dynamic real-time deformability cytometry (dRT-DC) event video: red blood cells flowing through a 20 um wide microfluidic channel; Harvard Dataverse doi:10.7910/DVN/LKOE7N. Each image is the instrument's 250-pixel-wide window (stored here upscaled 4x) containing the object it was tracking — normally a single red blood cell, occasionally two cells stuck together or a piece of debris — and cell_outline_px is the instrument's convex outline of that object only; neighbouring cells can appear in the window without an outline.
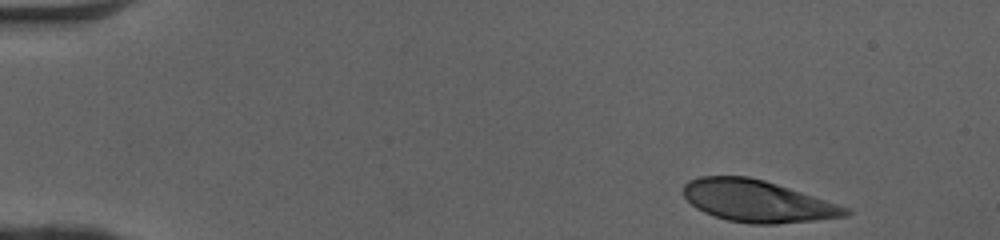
{"species": "human", "species_latin": "Homo sapiens", "temperature_condition": "cold", "stored_images_in_passage": 40, "camera_frame_rate_fps": 3000, "um_per_image_px": 0.085, "donor": {"sex": "female"}, "frame": {"image": 1, "passage_image": 1, "time_ms": 0.0, "image_size_px": [1000, 240], "cell_outline_px": [[852, 212], [848, 216], [816, 220], [776, 224], [752, 224], [728, 220], [704, 212], [696, 208], [684, 196], [684, 184], [688, 180], [700, 176], [748, 176], [764, 180], [848, 208]], "centroid_in_image_um": [64.35, 17.09], "position_along_channel_um": 20.7, "area_um2": 39.07}}
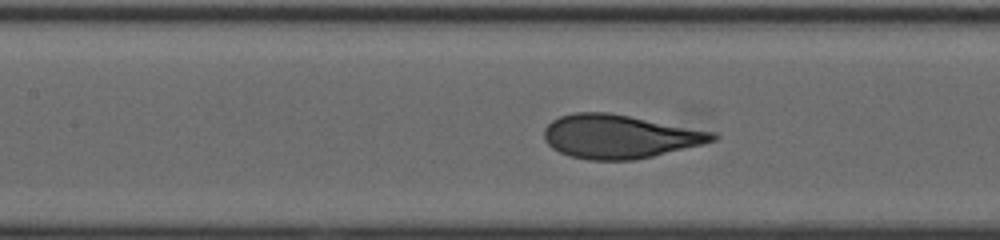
{"frame": {"image": 2, "passage_image": 19, "time_ms": 6.0, "image_size_px": [1000, 240], "cell_outline_px": [[720, 136], [716, 140], [704, 144], [652, 156], [632, 160], [588, 160], [572, 156], [560, 152], [552, 148], [544, 140], [544, 128], [552, 120], [560, 116], [576, 112], [608, 112], [716, 132]], "centroid_in_image_um": [52.66, 11.6], "position_along_channel_um": 154.7, "area_um2": 42.83}}
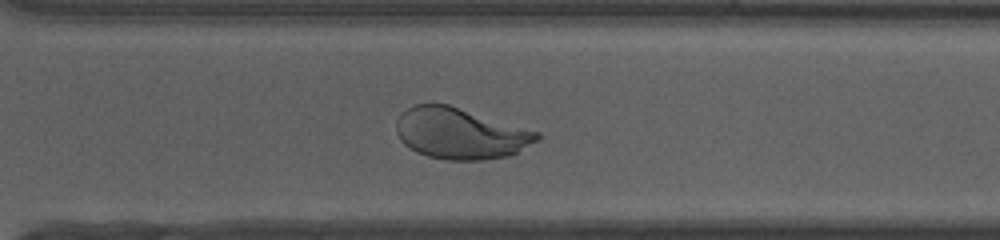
{"frame": {"image": 3, "passage_image": 32, "time_ms": 10.333, "image_size_px": [1000, 240], "cell_outline_px": [[540, 140], [508, 156], [484, 160], [448, 160], [428, 156], [416, 152], [404, 144], [400, 140], [396, 132], [396, 120], [408, 108], [416, 104], [448, 104], [540, 132]], "centroid_in_image_um": [39.13, 11.35], "position_along_channel_um": 331.5, "area_um2": 41.79}, "authors_computed_cell_mechanics": {"area_um2": 42.3674, "velocity_mm_per_s": 4.0892, "shape_relaxation_time_tau1_ms": 4.2583, "shape_relaxation_time_tau2_ms": null, "deformation_change_tau1": 0.18, "deformation_change_tau2": null}}